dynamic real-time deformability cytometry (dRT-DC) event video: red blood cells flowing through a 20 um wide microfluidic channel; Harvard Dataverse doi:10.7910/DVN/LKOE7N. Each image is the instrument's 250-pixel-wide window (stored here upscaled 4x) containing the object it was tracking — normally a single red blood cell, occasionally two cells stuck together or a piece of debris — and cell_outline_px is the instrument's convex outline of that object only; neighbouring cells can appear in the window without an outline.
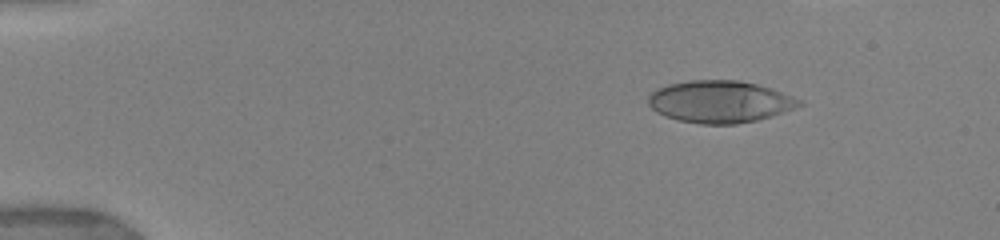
{"species": "human", "species_latin": "Homo sapiens", "temperature_condition": "warm", "stored_images_in_passage": 28, "camera_frame_rate_fps": 3000, "um_per_image_px": 0.085, "donor": {"sex": "female"}, "frame": {"image": 1, "passage_image": 11, "time_ms": 2.0, "image_size_px": [1000, 240], "cell_outline_px": [[804, 104], [772, 116], [756, 120], [736, 124], [700, 124], [676, 120], [664, 116], [656, 112], [648, 104], [648, 96], [656, 88], [668, 84], [688, 80], [736, 80], [756, 84], [772, 88], [800, 100]], "centroid_in_image_um": [61.14, 8.64], "position_along_channel_um": 23.9, "area_um2": 37.05}}
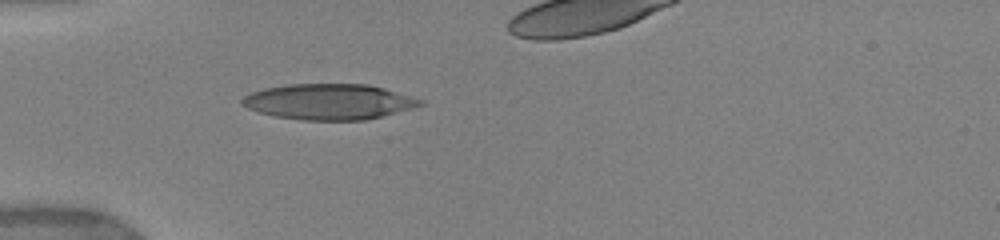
{"frame": {"image": 2, "passage_image": 26, "time_ms": 5.0, "image_size_px": [1000, 240], "cell_outline_px": [[424, 104], [412, 108], [384, 116], [364, 120], [304, 120], [276, 116], [260, 112], [248, 108], [240, 104], [240, 100], [244, 96], [252, 92], [264, 88], [288, 84], [368, 84], [384, 88], [424, 100]], "centroid_in_image_um": [27.97, 8.64], "position_along_channel_um": 57.0, "area_um2": 36.99}}